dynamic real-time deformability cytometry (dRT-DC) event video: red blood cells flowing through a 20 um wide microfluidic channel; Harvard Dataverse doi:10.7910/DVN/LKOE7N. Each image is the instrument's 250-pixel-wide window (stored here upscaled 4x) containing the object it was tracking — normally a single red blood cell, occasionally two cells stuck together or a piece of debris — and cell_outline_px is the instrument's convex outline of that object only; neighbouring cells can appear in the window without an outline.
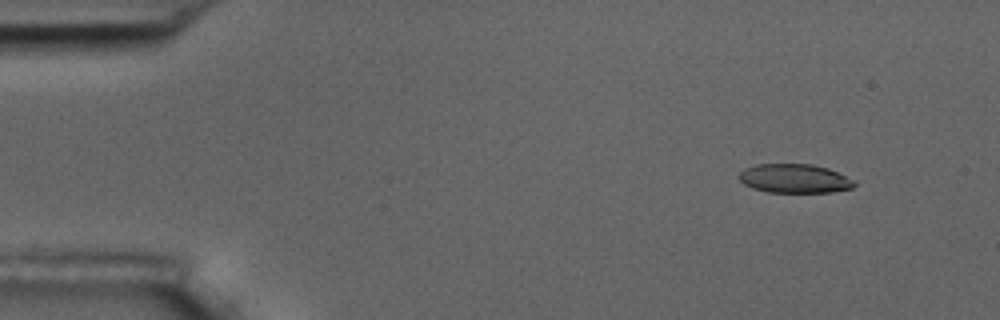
{"species": "common noctule bat (a hibernating species)", "species_latin": "Nyctalus noctula", "temperature_condition": "room temperature", "stored_images_in_passage": 4, "camera_frame_rate_fps": 3000, "um_per_image_px": 0.085, "animal": {"sex": "male", "body_mass_g": 17.5, "forearm_length_mm": 52.3}, "frame": {"image": 1, "passage_image": 1, "time_ms": 0.0, "image_size_px": [1000, 320], "cell_outline_px": [[856, 184], [852, 188], [832, 192], [768, 192], [752, 188], [744, 184], [736, 176], [744, 168], [756, 164], [812, 164], [828, 168], [856, 180]], "centroid_in_image_um": [67.53, 15.17], "position_along_channel_um": 17.5, "area_um2": 19.65}}
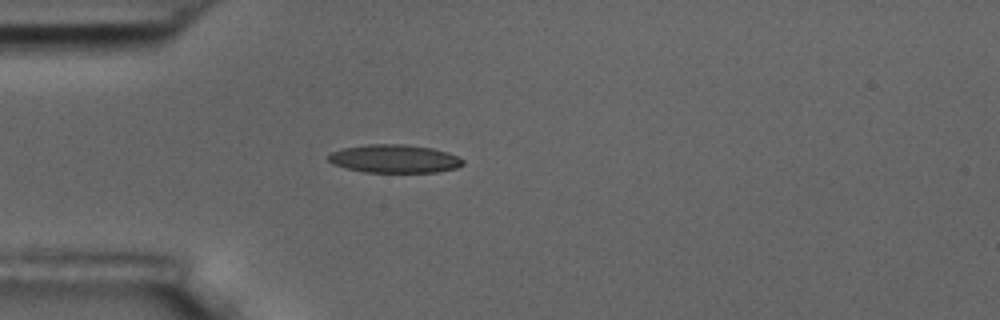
{"frame": {"image": 2, "passage_image": 3, "time_ms": 3.333, "image_size_px": [1000, 320], "cell_outline_px": [[464, 164], [456, 168], [436, 172], [364, 172], [332, 164], [328, 160], [328, 156], [332, 152], [344, 148], [368, 144], [408, 144], [432, 148], [448, 152], [464, 160]], "centroid_in_image_um": [33.55, 13.49], "position_along_channel_um": 51.5, "area_um2": 22.08}}